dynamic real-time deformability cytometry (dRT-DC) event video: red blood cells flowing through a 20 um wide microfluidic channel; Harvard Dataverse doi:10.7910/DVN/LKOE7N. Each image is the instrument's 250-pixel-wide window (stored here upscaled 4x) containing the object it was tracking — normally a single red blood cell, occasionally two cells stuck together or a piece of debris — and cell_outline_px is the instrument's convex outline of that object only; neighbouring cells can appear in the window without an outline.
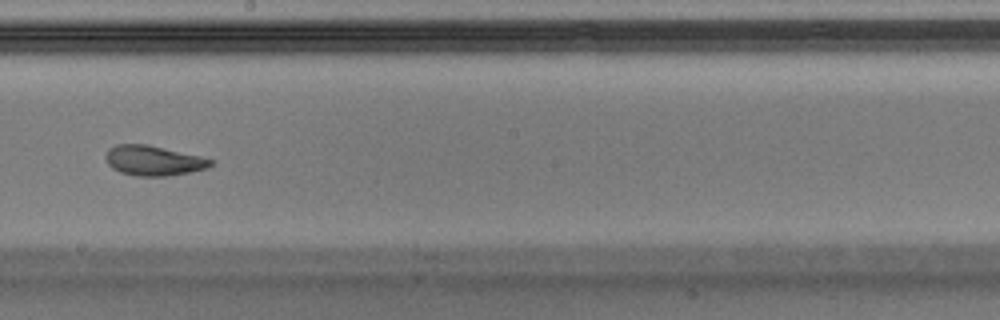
{"species": "Egyptian fruit bat (a non-hibernating species)", "species_latin": "Rousettus aegyptiacus", "temperature_condition": "warm", "stored_images_in_passage": 37, "camera_frame_rate_fps": 3000, "um_per_image_px": 0.085, "animal": {"sex": "male"}, "frame": {"image": 1, "passage_image": 16, "time_ms": 5.0, "image_size_px": [1000, 320], "cell_outline_px": [[216, 160], [208, 168], [168, 176], [136, 176], [120, 172], [112, 168], [108, 164], [104, 156], [108, 148], [116, 144], [148, 144], [200, 156]], "centroid_in_image_um": [13.03, 13.64], "position_along_channel_um": 235.2, "area_um2": 18.5}}
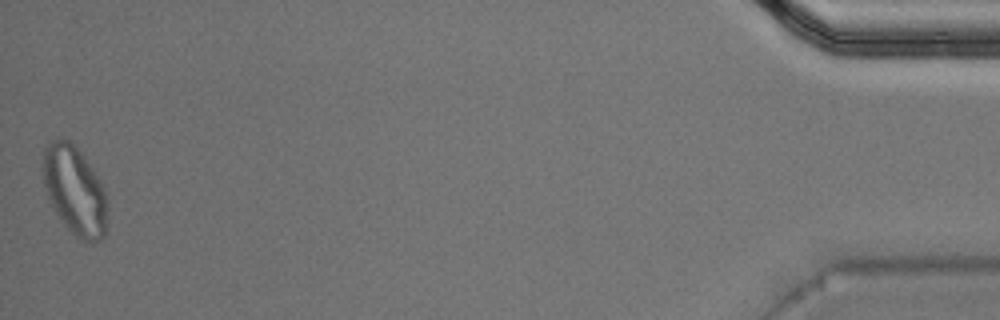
{"frame": {"image": 2, "passage_image": 37, "time_ms": 12.0, "image_size_px": [1000, 320], "cell_outline_px": [[104, 236], [100, 240], [92, 244], [84, 244], [64, 224], [48, 200], [40, 168], [44, 148], [52, 140], [68, 140], [76, 148], [92, 168], [100, 180], [104, 188]], "centroid_in_image_um": [6.28, 16.2], "position_along_channel_um": 428.9, "area_um2": 32.89}, "authors_computed_cell_mechanics": {"area_um2": 19.074, "velocity_mm_per_s": 4.0888, "shape_relaxation_time_tau1_ms": 6.3321, "shape_relaxation_time_tau2_ms": 1.5129, "deformation_change_tau1": 0.1652, "deformation_change_tau2": 0.079}}